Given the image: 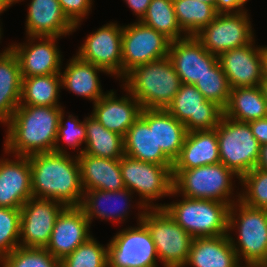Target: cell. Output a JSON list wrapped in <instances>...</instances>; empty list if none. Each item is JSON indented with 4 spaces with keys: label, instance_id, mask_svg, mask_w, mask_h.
<instances>
[{
    "label": "cell",
    "instance_id": "obj_22",
    "mask_svg": "<svg viewBox=\"0 0 267 267\" xmlns=\"http://www.w3.org/2000/svg\"><path fill=\"white\" fill-rule=\"evenodd\" d=\"M0 158V207L18 208L32 196L31 166L28 156Z\"/></svg>",
    "mask_w": 267,
    "mask_h": 267
},
{
    "label": "cell",
    "instance_id": "obj_29",
    "mask_svg": "<svg viewBox=\"0 0 267 267\" xmlns=\"http://www.w3.org/2000/svg\"><path fill=\"white\" fill-rule=\"evenodd\" d=\"M22 76L17 56L9 48L0 56V123L5 125L19 106Z\"/></svg>",
    "mask_w": 267,
    "mask_h": 267
},
{
    "label": "cell",
    "instance_id": "obj_26",
    "mask_svg": "<svg viewBox=\"0 0 267 267\" xmlns=\"http://www.w3.org/2000/svg\"><path fill=\"white\" fill-rule=\"evenodd\" d=\"M61 75L62 89H67L77 96L96 103L107 92H103L99 81V72L110 75L103 68L82 60L78 55L72 56Z\"/></svg>",
    "mask_w": 267,
    "mask_h": 267
},
{
    "label": "cell",
    "instance_id": "obj_28",
    "mask_svg": "<svg viewBox=\"0 0 267 267\" xmlns=\"http://www.w3.org/2000/svg\"><path fill=\"white\" fill-rule=\"evenodd\" d=\"M83 191H117L125 188L120 169V159H106L79 154L77 156Z\"/></svg>",
    "mask_w": 267,
    "mask_h": 267
},
{
    "label": "cell",
    "instance_id": "obj_33",
    "mask_svg": "<svg viewBox=\"0 0 267 267\" xmlns=\"http://www.w3.org/2000/svg\"><path fill=\"white\" fill-rule=\"evenodd\" d=\"M186 127L166 109H155V138L157 146L174 162L180 154Z\"/></svg>",
    "mask_w": 267,
    "mask_h": 267
},
{
    "label": "cell",
    "instance_id": "obj_12",
    "mask_svg": "<svg viewBox=\"0 0 267 267\" xmlns=\"http://www.w3.org/2000/svg\"><path fill=\"white\" fill-rule=\"evenodd\" d=\"M170 40L141 21L123 25L122 78L132 69L168 56Z\"/></svg>",
    "mask_w": 267,
    "mask_h": 267
},
{
    "label": "cell",
    "instance_id": "obj_13",
    "mask_svg": "<svg viewBox=\"0 0 267 267\" xmlns=\"http://www.w3.org/2000/svg\"><path fill=\"white\" fill-rule=\"evenodd\" d=\"M166 110L185 125L187 132L215 129L224 115V110L207 101L194 85L183 83Z\"/></svg>",
    "mask_w": 267,
    "mask_h": 267
},
{
    "label": "cell",
    "instance_id": "obj_3",
    "mask_svg": "<svg viewBox=\"0 0 267 267\" xmlns=\"http://www.w3.org/2000/svg\"><path fill=\"white\" fill-rule=\"evenodd\" d=\"M121 80L120 86L139 101L142 109H166L182 84L168 56L135 67Z\"/></svg>",
    "mask_w": 267,
    "mask_h": 267
},
{
    "label": "cell",
    "instance_id": "obj_14",
    "mask_svg": "<svg viewBox=\"0 0 267 267\" xmlns=\"http://www.w3.org/2000/svg\"><path fill=\"white\" fill-rule=\"evenodd\" d=\"M122 34L123 26L117 22L104 24L86 36L76 55L84 61L103 68L111 76L121 80Z\"/></svg>",
    "mask_w": 267,
    "mask_h": 267
},
{
    "label": "cell",
    "instance_id": "obj_32",
    "mask_svg": "<svg viewBox=\"0 0 267 267\" xmlns=\"http://www.w3.org/2000/svg\"><path fill=\"white\" fill-rule=\"evenodd\" d=\"M61 75L50 74L22 78V93L19 105L62 106L59 102Z\"/></svg>",
    "mask_w": 267,
    "mask_h": 267
},
{
    "label": "cell",
    "instance_id": "obj_35",
    "mask_svg": "<svg viewBox=\"0 0 267 267\" xmlns=\"http://www.w3.org/2000/svg\"><path fill=\"white\" fill-rule=\"evenodd\" d=\"M140 21L163 34L171 42L187 37L178 25L173 0H151Z\"/></svg>",
    "mask_w": 267,
    "mask_h": 267
},
{
    "label": "cell",
    "instance_id": "obj_51",
    "mask_svg": "<svg viewBox=\"0 0 267 267\" xmlns=\"http://www.w3.org/2000/svg\"><path fill=\"white\" fill-rule=\"evenodd\" d=\"M2 30H3V29H2V27L0 26V40H1L2 35H3ZM0 43H1V42H0ZM9 48H10V45H8V47H5V49H4L3 51L0 52V56H1L2 54H4Z\"/></svg>",
    "mask_w": 267,
    "mask_h": 267
},
{
    "label": "cell",
    "instance_id": "obj_42",
    "mask_svg": "<svg viewBox=\"0 0 267 267\" xmlns=\"http://www.w3.org/2000/svg\"><path fill=\"white\" fill-rule=\"evenodd\" d=\"M64 15L78 29L84 18L92 11L93 0H58Z\"/></svg>",
    "mask_w": 267,
    "mask_h": 267
},
{
    "label": "cell",
    "instance_id": "obj_49",
    "mask_svg": "<svg viewBox=\"0 0 267 267\" xmlns=\"http://www.w3.org/2000/svg\"><path fill=\"white\" fill-rule=\"evenodd\" d=\"M0 2L4 3L8 8H10V6H13V4L19 3L20 0H0Z\"/></svg>",
    "mask_w": 267,
    "mask_h": 267
},
{
    "label": "cell",
    "instance_id": "obj_17",
    "mask_svg": "<svg viewBox=\"0 0 267 267\" xmlns=\"http://www.w3.org/2000/svg\"><path fill=\"white\" fill-rule=\"evenodd\" d=\"M168 57L181 83L195 85L218 63V56L209 53L194 37L170 42Z\"/></svg>",
    "mask_w": 267,
    "mask_h": 267
},
{
    "label": "cell",
    "instance_id": "obj_45",
    "mask_svg": "<svg viewBox=\"0 0 267 267\" xmlns=\"http://www.w3.org/2000/svg\"><path fill=\"white\" fill-rule=\"evenodd\" d=\"M126 2L128 7L133 11V14L137 16L136 21H140L146 14L151 0H123Z\"/></svg>",
    "mask_w": 267,
    "mask_h": 267
},
{
    "label": "cell",
    "instance_id": "obj_31",
    "mask_svg": "<svg viewBox=\"0 0 267 267\" xmlns=\"http://www.w3.org/2000/svg\"><path fill=\"white\" fill-rule=\"evenodd\" d=\"M86 143L83 153L91 156L120 159L124 156V137L109 131L92 115L85 116Z\"/></svg>",
    "mask_w": 267,
    "mask_h": 267
},
{
    "label": "cell",
    "instance_id": "obj_36",
    "mask_svg": "<svg viewBox=\"0 0 267 267\" xmlns=\"http://www.w3.org/2000/svg\"><path fill=\"white\" fill-rule=\"evenodd\" d=\"M91 236L60 261V267H108L107 245Z\"/></svg>",
    "mask_w": 267,
    "mask_h": 267
},
{
    "label": "cell",
    "instance_id": "obj_24",
    "mask_svg": "<svg viewBox=\"0 0 267 267\" xmlns=\"http://www.w3.org/2000/svg\"><path fill=\"white\" fill-rule=\"evenodd\" d=\"M28 6L25 21L27 36L62 38L75 32L74 25L64 15L58 0H30Z\"/></svg>",
    "mask_w": 267,
    "mask_h": 267
},
{
    "label": "cell",
    "instance_id": "obj_48",
    "mask_svg": "<svg viewBox=\"0 0 267 267\" xmlns=\"http://www.w3.org/2000/svg\"><path fill=\"white\" fill-rule=\"evenodd\" d=\"M260 88L262 90L263 96L265 97V100L267 101V80H263L260 83Z\"/></svg>",
    "mask_w": 267,
    "mask_h": 267
},
{
    "label": "cell",
    "instance_id": "obj_25",
    "mask_svg": "<svg viewBox=\"0 0 267 267\" xmlns=\"http://www.w3.org/2000/svg\"><path fill=\"white\" fill-rule=\"evenodd\" d=\"M220 163L216 128L187 132L172 170H187Z\"/></svg>",
    "mask_w": 267,
    "mask_h": 267
},
{
    "label": "cell",
    "instance_id": "obj_21",
    "mask_svg": "<svg viewBox=\"0 0 267 267\" xmlns=\"http://www.w3.org/2000/svg\"><path fill=\"white\" fill-rule=\"evenodd\" d=\"M126 91L122 97H117L116 92L111 90L101 97L93 105L91 115L109 131L125 137L128 129L140 117L142 107L139 101Z\"/></svg>",
    "mask_w": 267,
    "mask_h": 267
},
{
    "label": "cell",
    "instance_id": "obj_5",
    "mask_svg": "<svg viewBox=\"0 0 267 267\" xmlns=\"http://www.w3.org/2000/svg\"><path fill=\"white\" fill-rule=\"evenodd\" d=\"M172 174L173 190L170 197L214 200L230 206L240 200V192H236L235 196L233 193V180H240V177L222 163L187 170H172Z\"/></svg>",
    "mask_w": 267,
    "mask_h": 267
},
{
    "label": "cell",
    "instance_id": "obj_37",
    "mask_svg": "<svg viewBox=\"0 0 267 267\" xmlns=\"http://www.w3.org/2000/svg\"><path fill=\"white\" fill-rule=\"evenodd\" d=\"M0 267H60V260L46 248L18 246L0 260Z\"/></svg>",
    "mask_w": 267,
    "mask_h": 267
},
{
    "label": "cell",
    "instance_id": "obj_23",
    "mask_svg": "<svg viewBox=\"0 0 267 267\" xmlns=\"http://www.w3.org/2000/svg\"><path fill=\"white\" fill-rule=\"evenodd\" d=\"M133 193L127 188L117 191L88 190L84 191L80 205L90 225L93 219L112 223H123L128 219ZM108 204V205H107Z\"/></svg>",
    "mask_w": 267,
    "mask_h": 267
},
{
    "label": "cell",
    "instance_id": "obj_9",
    "mask_svg": "<svg viewBox=\"0 0 267 267\" xmlns=\"http://www.w3.org/2000/svg\"><path fill=\"white\" fill-rule=\"evenodd\" d=\"M216 132L220 163L240 178L256 167L260 144L249 123L238 122L223 115Z\"/></svg>",
    "mask_w": 267,
    "mask_h": 267
},
{
    "label": "cell",
    "instance_id": "obj_50",
    "mask_svg": "<svg viewBox=\"0 0 267 267\" xmlns=\"http://www.w3.org/2000/svg\"><path fill=\"white\" fill-rule=\"evenodd\" d=\"M7 9H8V7L4 3L0 2V15L2 13H4V11H6ZM0 26H2V25H0Z\"/></svg>",
    "mask_w": 267,
    "mask_h": 267
},
{
    "label": "cell",
    "instance_id": "obj_30",
    "mask_svg": "<svg viewBox=\"0 0 267 267\" xmlns=\"http://www.w3.org/2000/svg\"><path fill=\"white\" fill-rule=\"evenodd\" d=\"M224 116L247 123L267 117V101L260 86L232 88Z\"/></svg>",
    "mask_w": 267,
    "mask_h": 267
},
{
    "label": "cell",
    "instance_id": "obj_18",
    "mask_svg": "<svg viewBox=\"0 0 267 267\" xmlns=\"http://www.w3.org/2000/svg\"><path fill=\"white\" fill-rule=\"evenodd\" d=\"M90 227L80 206H66L57 217L46 249L61 261L92 236Z\"/></svg>",
    "mask_w": 267,
    "mask_h": 267
},
{
    "label": "cell",
    "instance_id": "obj_7",
    "mask_svg": "<svg viewBox=\"0 0 267 267\" xmlns=\"http://www.w3.org/2000/svg\"><path fill=\"white\" fill-rule=\"evenodd\" d=\"M174 200L160 203L174 221L193 238L215 237L228 234L230 205L204 199Z\"/></svg>",
    "mask_w": 267,
    "mask_h": 267
},
{
    "label": "cell",
    "instance_id": "obj_1",
    "mask_svg": "<svg viewBox=\"0 0 267 267\" xmlns=\"http://www.w3.org/2000/svg\"><path fill=\"white\" fill-rule=\"evenodd\" d=\"M63 106L19 105L4 125V154L30 156L54 151Z\"/></svg>",
    "mask_w": 267,
    "mask_h": 267
},
{
    "label": "cell",
    "instance_id": "obj_19",
    "mask_svg": "<svg viewBox=\"0 0 267 267\" xmlns=\"http://www.w3.org/2000/svg\"><path fill=\"white\" fill-rule=\"evenodd\" d=\"M218 62L231 89L260 86L263 81L261 46H255V39L248 45L223 52Z\"/></svg>",
    "mask_w": 267,
    "mask_h": 267
},
{
    "label": "cell",
    "instance_id": "obj_8",
    "mask_svg": "<svg viewBox=\"0 0 267 267\" xmlns=\"http://www.w3.org/2000/svg\"><path fill=\"white\" fill-rule=\"evenodd\" d=\"M141 221L148 228L164 267H185L193 237L164 208H147Z\"/></svg>",
    "mask_w": 267,
    "mask_h": 267
},
{
    "label": "cell",
    "instance_id": "obj_40",
    "mask_svg": "<svg viewBox=\"0 0 267 267\" xmlns=\"http://www.w3.org/2000/svg\"><path fill=\"white\" fill-rule=\"evenodd\" d=\"M239 181L243 187L240 201L253 208L267 209V171L255 167Z\"/></svg>",
    "mask_w": 267,
    "mask_h": 267
},
{
    "label": "cell",
    "instance_id": "obj_34",
    "mask_svg": "<svg viewBox=\"0 0 267 267\" xmlns=\"http://www.w3.org/2000/svg\"><path fill=\"white\" fill-rule=\"evenodd\" d=\"M179 27L187 36H195L217 16L214 6L196 0H173Z\"/></svg>",
    "mask_w": 267,
    "mask_h": 267
},
{
    "label": "cell",
    "instance_id": "obj_47",
    "mask_svg": "<svg viewBox=\"0 0 267 267\" xmlns=\"http://www.w3.org/2000/svg\"><path fill=\"white\" fill-rule=\"evenodd\" d=\"M263 80H267V46H261Z\"/></svg>",
    "mask_w": 267,
    "mask_h": 267
},
{
    "label": "cell",
    "instance_id": "obj_38",
    "mask_svg": "<svg viewBox=\"0 0 267 267\" xmlns=\"http://www.w3.org/2000/svg\"><path fill=\"white\" fill-rule=\"evenodd\" d=\"M65 115V111L63 110L59 118V126L57 130L54 152L69 153L62 144L61 146L59 144L60 142L64 141L66 147L69 146V148H71L72 150L78 149L76 154L78 156L79 154H82L84 150V148L79 147L86 143L85 121H80L78 119V116L75 117L72 114H69L68 118L66 119Z\"/></svg>",
    "mask_w": 267,
    "mask_h": 267
},
{
    "label": "cell",
    "instance_id": "obj_43",
    "mask_svg": "<svg viewBox=\"0 0 267 267\" xmlns=\"http://www.w3.org/2000/svg\"><path fill=\"white\" fill-rule=\"evenodd\" d=\"M249 0H216L215 9L217 13H240L246 11Z\"/></svg>",
    "mask_w": 267,
    "mask_h": 267
},
{
    "label": "cell",
    "instance_id": "obj_27",
    "mask_svg": "<svg viewBox=\"0 0 267 267\" xmlns=\"http://www.w3.org/2000/svg\"><path fill=\"white\" fill-rule=\"evenodd\" d=\"M228 234L194 238L185 267H243Z\"/></svg>",
    "mask_w": 267,
    "mask_h": 267
},
{
    "label": "cell",
    "instance_id": "obj_16",
    "mask_svg": "<svg viewBox=\"0 0 267 267\" xmlns=\"http://www.w3.org/2000/svg\"><path fill=\"white\" fill-rule=\"evenodd\" d=\"M26 38V43L10 44V48L18 58L22 78L60 74L63 71V56L57 44L60 37L26 36Z\"/></svg>",
    "mask_w": 267,
    "mask_h": 267
},
{
    "label": "cell",
    "instance_id": "obj_41",
    "mask_svg": "<svg viewBox=\"0 0 267 267\" xmlns=\"http://www.w3.org/2000/svg\"><path fill=\"white\" fill-rule=\"evenodd\" d=\"M21 209L0 207V260L20 246Z\"/></svg>",
    "mask_w": 267,
    "mask_h": 267
},
{
    "label": "cell",
    "instance_id": "obj_20",
    "mask_svg": "<svg viewBox=\"0 0 267 267\" xmlns=\"http://www.w3.org/2000/svg\"><path fill=\"white\" fill-rule=\"evenodd\" d=\"M124 154L143 162L173 165L156 144L155 109H142L124 137Z\"/></svg>",
    "mask_w": 267,
    "mask_h": 267
},
{
    "label": "cell",
    "instance_id": "obj_10",
    "mask_svg": "<svg viewBox=\"0 0 267 267\" xmlns=\"http://www.w3.org/2000/svg\"><path fill=\"white\" fill-rule=\"evenodd\" d=\"M107 260L108 267H158L155 244L146 225L141 221L117 232L107 243Z\"/></svg>",
    "mask_w": 267,
    "mask_h": 267
},
{
    "label": "cell",
    "instance_id": "obj_4",
    "mask_svg": "<svg viewBox=\"0 0 267 267\" xmlns=\"http://www.w3.org/2000/svg\"><path fill=\"white\" fill-rule=\"evenodd\" d=\"M231 231H235L238 241ZM228 236L241 264L244 261V266H267V209L253 208L240 200L233 203Z\"/></svg>",
    "mask_w": 267,
    "mask_h": 267
},
{
    "label": "cell",
    "instance_id": "obj_44",
    "mask_svg": "<svg viewBox=\"0 0 267 267\" xmlns=\"http://www.w3.org/2000/svg\"><path fill=\"white\" fill-rule=\"evenodd\" d=\"M252 133L261 145L267 144V117L248 122Z\"/></svg>",
    "mask_w": 267,
    "mask_h": 267
},
{
    "label": "cell",
    "instance_id": "obj_39",
    "mask_svg": "<svg viewBox=\"0 0 267 267\" xmlns=\"http://www.w3.org/2000/svg\"><path fill=\"white\" fill-rule=\"evenodd\" d=\"M207 101L214 102L223 110L230 97V85L219 62L194 85Z\"/></svg>",
    "mask_w": 267,
    "mask_h": 267
},
{
    "label": "cell",
    "instance_id": "obj_46",
    "mask_svg": "<svg viewBox=\"0 0 267 267\" xmlns=\"http://www.w3.org/2000/svg\"><path fill=\"white\" fill-rule=\"evenodd\" d=\"M256 168L267 171V144L260 146L259 158L256 163Z\"/></svg>",
    "mask_w": 267,
    "mask_h": 267
},
{
    "label": "cell",
    "instance_id": "obj_2",
    "mask_svg": "<svg viewBox=\"0 0 267 267\" xmlns=\"http://www.w3.org/2000/svg\"><path fill=\"white\" fill-rule=\"evenodd\" d=\"M28 157L33 197L53 199L65 206L81 205L84 191L77 155L52 151Z\"/></svg>",
    "mask_w": 267,
    "mask_h": 267
},
{
    "label": "cell",
    "instance_id": "obj_53",
    "mask_svg": "<svg viewBox=\"0 0 267 267\" xmlns=\"http://www.w3.org/2000/svg\"><path fill=\"white\" fill-rule=\"evenodd\" d=\"M243 267H267V266H243Z\"/></svg>",
    "mask_w": 267,
    "mask_h": 267
},
{
    "label": "cell",
    "instance_id": "obj_6",
    "mask_svg": "<svg viewBox=\"0 0 267 267\" xmlns=\"http://www.w3.org/2000/svg\"><path fill=\"white\" fill-rule=\"evenodd\" d=\"M172 167L173 165L139 161L127 155L120 158L125 188L133 194L138 193L139 196V201L136 203L140 210L137 213V222H141L147 208H160V204H154L156 200L170 197L173 190Z\"/></svg>",
    "mask_w": 267,
    "mask_h": 267
},
{
    "label": "cell",
    "instance_id": "obj_15",
    "mask_svg": "<svg viewBox=\"0 0 267 267\" xmlns=\"http://www.w3.org/2000/svg\"><path fill=\"white\" fill-rule=\"evenodd\" d=\"M65 207L53 199L29 198L20 208V246L46 248L57 217Z\"/></svg>",
    "mask_w": 267,
    "mask_h": 267
},
{
    "label": "cell",
    "instance_id": "obj_11",
    "mask_svg": "<svg viewBox=\"0 0 267 267\" xmlns=\"http://www.w3.org/2000/svg\"><path fill=\"white\" fill-rule=\"evenodd\" d=\"M247 11L218 13L215 19L194 37L209 53L216 56L228 50L248 45L255 39V33L250 21V14Z\"/></svg>",
    "mask_w": 267,
    "mask_h": 267
},
{
    "label": "cell",
    "instance_id": "obj_52",
    "mask_svg": "<svg viewBox=\"0 0 267 267\" xmlns=\"http://www.w3.org/2000/svg\"><path fill=\"white\" fill-rule=\"evenodd\" d=\"M196 1H201L207 4H210L215 7L216 0H196Z\"/></svg>",
    "mask_w": 267,
    "mask_h": 267
}]
</instances>
